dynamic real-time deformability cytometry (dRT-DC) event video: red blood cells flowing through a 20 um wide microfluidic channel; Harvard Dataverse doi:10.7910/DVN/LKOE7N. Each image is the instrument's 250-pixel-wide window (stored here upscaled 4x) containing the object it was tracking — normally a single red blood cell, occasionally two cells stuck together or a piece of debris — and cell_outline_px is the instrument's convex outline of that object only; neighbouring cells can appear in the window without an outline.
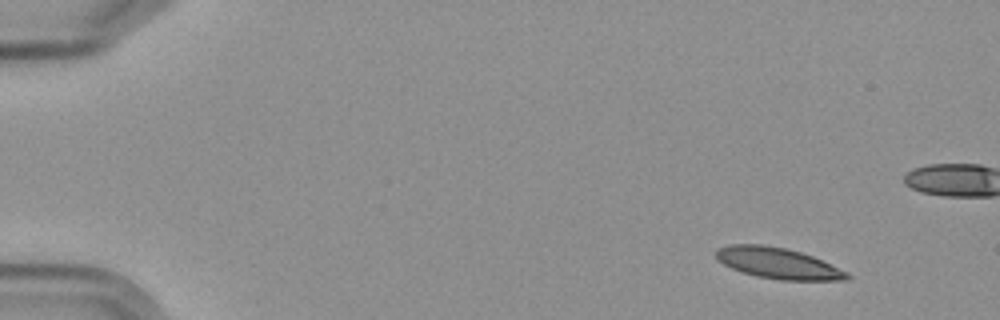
{"species": "Egyptian fruit bat (a non-hibernating species)", "species_latin": "Rousettus aegyptiacus", "temperature_condition": "cold", "stored_images_in_passage": 7, "camera_frame_rate_fps": 3000, "um_per_image_px": 0.085, "frame": {"image": 1, "passage_image": 1, "time_ms": 0.0, "image_size_px": [1000, 320], "cell_outline_px": [[852, 276], [848, 280], [780, 280], [756, 276], [732, 268], [724, 264], [716, 256], [716, 248], [732, 244], [760, 244], [784, 248], [800, 252], [812, 256], [848, 272]], "centroid_in_image_um": [66.15, 22.38], "position_along_channel_um": 18.9, "area_um2": 23.41}}
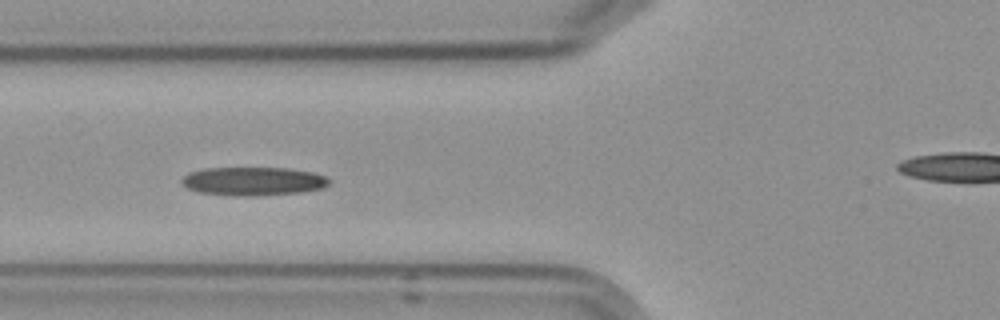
{"frame": {"image": 2, "passage_image": 5, "time_ms": 5.667, "image_size_px": [1000, 320], "cell_outline_px": [[332, 184], [324, 188], [300, 192], [256, 196], [236, 196], [200, 192], [188, 188], [180, 180], [188, 172], [208, 168], [284, 168], [312, 172], [324, 176], [332, 180]], "centroid_in_image_um": [21.56, 15.41], "position_along_channel_um": 104.2, "area_um2": 24.51}}